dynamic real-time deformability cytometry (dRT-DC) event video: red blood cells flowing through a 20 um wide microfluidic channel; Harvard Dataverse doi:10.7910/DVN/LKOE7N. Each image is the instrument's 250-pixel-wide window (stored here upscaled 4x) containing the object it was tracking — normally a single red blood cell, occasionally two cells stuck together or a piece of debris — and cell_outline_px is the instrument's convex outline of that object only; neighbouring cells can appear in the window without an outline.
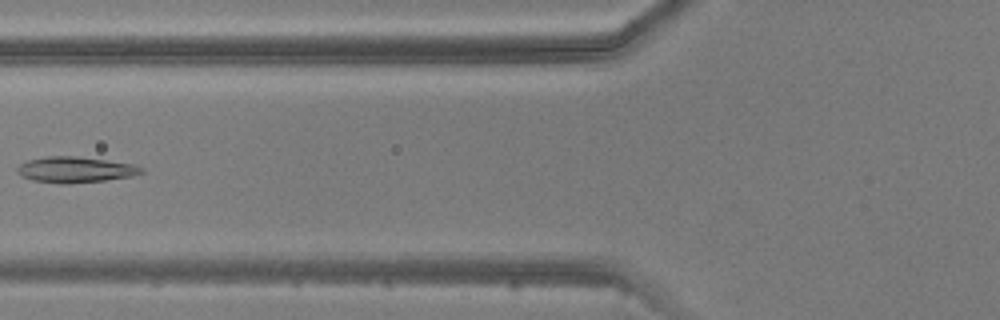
{"species": "common noctule bat (a hibernating species)", "species_latin": "Nyctalus noctula", "temperature_condition": "warm", "stored_images_in_passage": 5, "camera_frame_rate_fps": 3000, "um_per_image_px": 0.085, "animal": {"sex": "male", "body_mass_g": 20.5, "forearm_length_mm": 52.5}, "frame": {"image": 1, "passage_image": 5, "time_ms": 5.667, "image_size_px": [1000, 320], "cell_outline_px": [[144, 172], [132, 176], [104, 180], [68, 184], [60, 184], [32, 180], [20, 176], [16, 172], [16, 168], [20, 164], [28, 160], [48, 156], [76, 156], [136, 164], [144, 168]], "centroid_in_image_um": [6.4, 14.42], "position_along_channel_um": 119.4, "area_um2": 18.84}}